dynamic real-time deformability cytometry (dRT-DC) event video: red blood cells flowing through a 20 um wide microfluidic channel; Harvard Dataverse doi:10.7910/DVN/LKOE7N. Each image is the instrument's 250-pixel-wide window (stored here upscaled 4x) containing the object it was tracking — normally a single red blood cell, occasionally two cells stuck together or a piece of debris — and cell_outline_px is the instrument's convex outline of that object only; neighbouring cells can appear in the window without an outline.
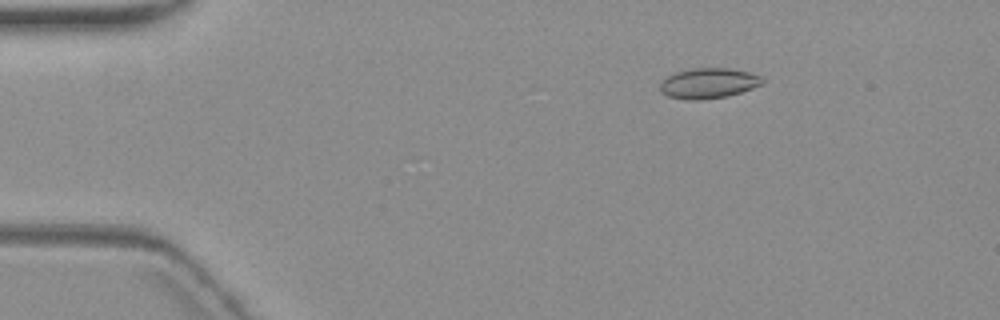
{"species": "common noctule bat (a hibernating species)", "species_latin": "Nyctalus noctula", "temperature_condition": "warm", "stored_images_in_passage": 6, "camera_frame_rate_fps": 3000, "um_per_image_px": 0.085, "animal": {"sex": "female", "body_mass_g": 19.3, "forearm_length_mm": 54.1}, "frame": {"image": 1, "passage_image": 2, "time_ms": 2.333, "image_size_px": [1000, 320], "cell_outline_px": [[764, 84], [728, 96], [696, 100], [688, 100], [668, 96], [660, 92], [660, 80], [676, 72], [692, 68], [728, 68], [748, 72], [760, 76], [764, 80]], "centroid_in_image_um": [60.2, 7.07], "position_along_channel_um": 24.8, "area_um2": 18.09}}
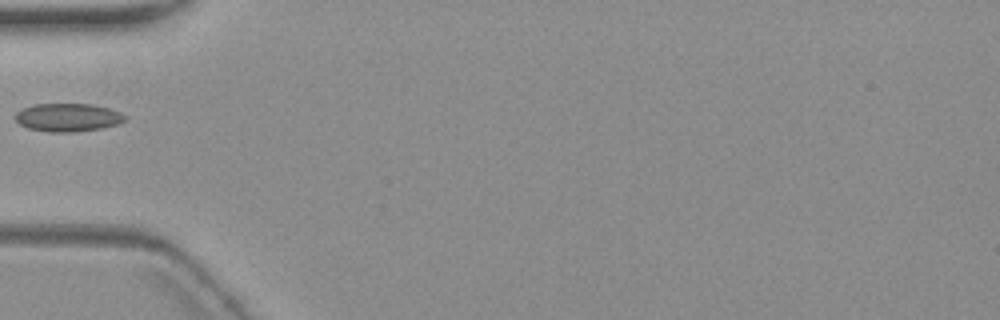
{"frame": {"image": 2, "passage_image": 5, "time_ms": 6.0, "image_size_px": [1000, 320], "cell_outline_px": [[128, 120], [116, 124], [100, 128], [72, 132], [48, 132], [28, 128], [20, 124], [16, 120], [16, 112], [24, 108], [36, 104], [92, 104], [108, 108], [120, 112], [128, 116]], "centroid_in_image_um": [5.8, 9.98], "position_along_channel_um": 79.2, "area_um2": 17.92}}
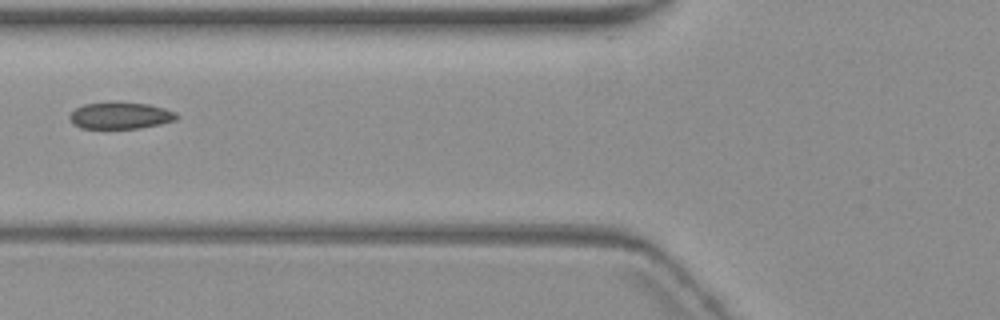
{"frame": {"image": 3, "passage_image": 6, "time_ms": 7.0, "image_size_px": [1000, 320], "cell_outline_px": [[176, 120], [160, 124], [140, 128], [80, 128], [72, 124], [68, 116], [76, 108], [84, 104], [148, 104], [164, 108], [176, 112]], "centroid_in_image_um": [10.21, 9.86], "position_along_channel_um": 115.6, "area_um2": 16.07}}